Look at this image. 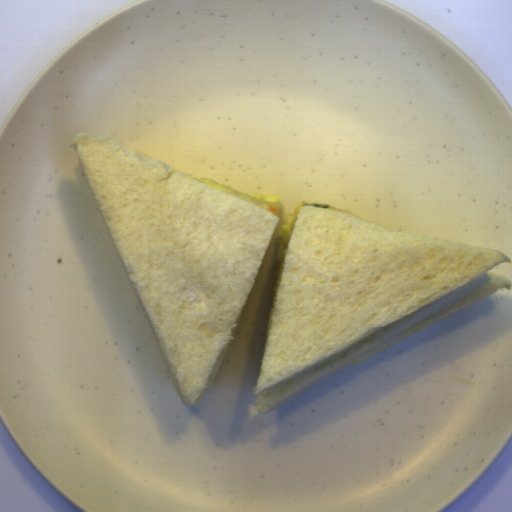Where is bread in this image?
<instances>
[{"mask_svg":"<svg viewBox=\"0 0 512 512\" xmlns=\"http://www.w3.org/2000/svg\"><path fill=\"white\" fill-rule=\"evenodd\" d=\"M71 146L172 382L201 407L280 218L96 134Z\"/></svg>","mask_w":512,"mask_h":512,"instance_id":"2","label":"bread"},{"mask_svg":"<svg viewBox=\"0 0 512 512\" xmlns=\"http://www.w3.org/2000/svg\"><path fill=\"white\" fill-rule=\"evenodd\" d=\"M490 248L304 204L284 249L248 421L339 369L510 291Z\"/></svg>","mask_w":512,"mask_h":512,"instance_id":"1","label":"bread"}]
</instances>
